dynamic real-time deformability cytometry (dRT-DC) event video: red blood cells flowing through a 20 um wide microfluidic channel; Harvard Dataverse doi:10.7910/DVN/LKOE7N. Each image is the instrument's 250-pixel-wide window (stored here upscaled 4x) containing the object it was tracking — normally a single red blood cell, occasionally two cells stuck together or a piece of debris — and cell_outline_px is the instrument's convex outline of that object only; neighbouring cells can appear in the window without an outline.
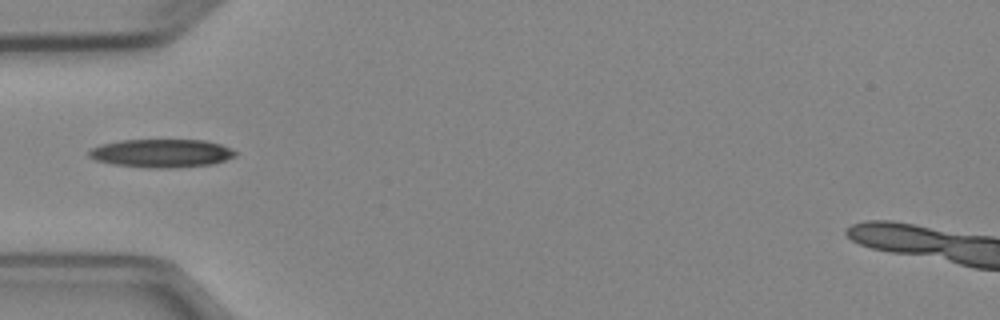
{"species": "Egyptian fruit bat (a non-hibernating species)", "species_latin": "Rousettus aegyptiacus", "temperature_condition": "cold", "stored_images_in_passage": 1, "camera_frame_rate_fps": 3000, "um_per_image_px": 0.085, "animal": {"sex": "female"}, "frame": {"image": 1, "passage_image": 1, "time_ms": 0.0, "image_size_px": [1000, 320], "cell_outline_px": [[236, 156], [212, 164], [176, 168], [148, 168], [112, 164], [96, 160], [88, 156], [88, 152], [92, 148], [100, 144], [120, 140], [204, 140], [220, 144], [232, 148], [236, 152]], "centroid_in_image_um": [13.72, 13.03], "position_along_channel_um": 71.3, "area_um2": 24.28}}